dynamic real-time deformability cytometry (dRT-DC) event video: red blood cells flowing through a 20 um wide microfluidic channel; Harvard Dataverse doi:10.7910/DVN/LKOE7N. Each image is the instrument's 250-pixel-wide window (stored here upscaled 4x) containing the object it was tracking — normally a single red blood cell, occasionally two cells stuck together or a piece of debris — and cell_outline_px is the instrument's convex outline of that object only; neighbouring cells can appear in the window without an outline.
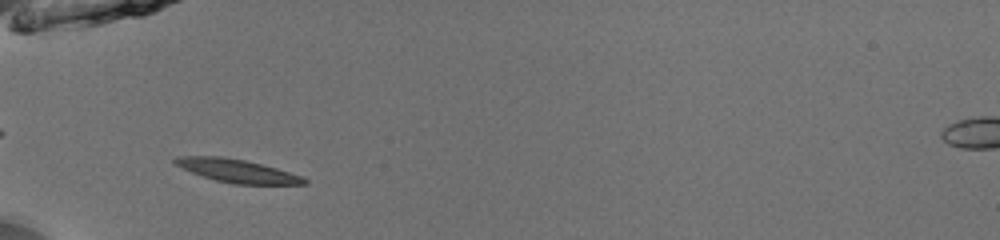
{"species": "common noctule bat (a hibernating species)", "species_latin": "Nyctalus noctula", "temperature_condition": "room temperature", "stored_images_in_passage": 36, "camera_frame_rate_fps": 3000, "um_per_image_px": 0.085, "animal": {"sex": "male", "body_mass_g": 13.0, "forearm_length_mm": 53.1}, "frame": {"image": 1, "passage_image": 3, "time_ms": 0.667, "image_size_px": [1000, 240], "cell_outline_px": [[308, 184], [232, 184], [216, 180], [192, 172], [172, 164], [172, 160], [176, 156], [220, 156], [244, 160], [276, 168], [300, 176], [308, 180]], "centroid_in_image_um": [20.1, 14.51], "position_along_channel_um": 64.9, "area_um2": 17.28}}
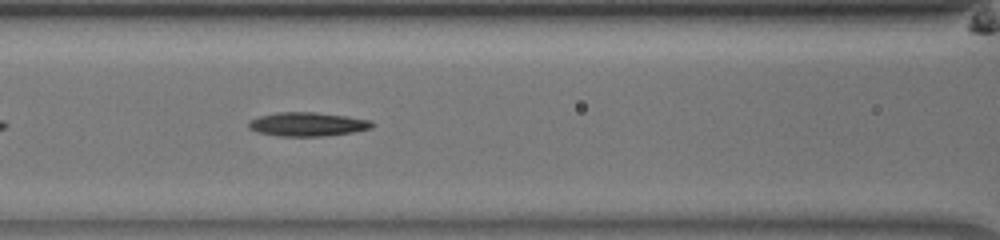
{"frame": {"image": 2, "passage_image": 9, "time_ms": 2.667, "image_size_px": [1000, 240], "cell_outline_px": [[372, 128], [352, 132], [324, 136], [280, 136], [256, 132], [248, 128], [248, 124], [252, 120], [260, 116], [276, 112], [316, 112], [348, 116], [372, 120]], "centroid_in_image_um": [26.14, 10.55], "position_along_channel_um": 140.5, "area_um2": 17.17}}
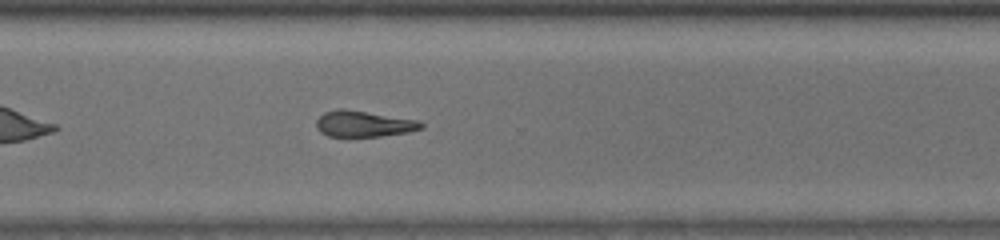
{"frame": {"image": 3, "passage_image": 24, "time_ms": 7.667, "image_size_px": [1000, 240], "cell_outline_px": [[424, 128], [408, 132], [380, 136], [328, 136], [320, 132], [316, 128], [316, 120], [324, 112], [364, 112], [420, 120], [424, 124]], "centroid_in_image_um": [30.98, 10.57], "position_along_channel_um": 339.6, "area_um2": 15.2}}